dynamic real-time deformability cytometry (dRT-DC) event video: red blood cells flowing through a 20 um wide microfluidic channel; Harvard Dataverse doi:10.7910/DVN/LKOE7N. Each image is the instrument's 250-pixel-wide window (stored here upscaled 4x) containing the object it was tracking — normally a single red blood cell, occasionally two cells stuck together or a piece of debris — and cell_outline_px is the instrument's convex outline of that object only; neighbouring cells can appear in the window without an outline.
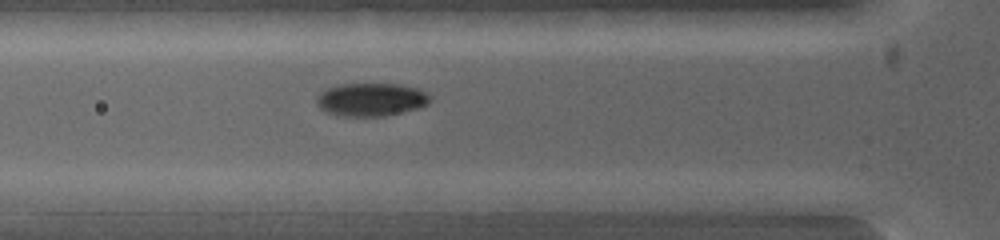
{"species": "common noctule bat (a hibernating species)", "species_latin": "Nyctalus noctula", "temperature_condition": "warm", "stored_images_in_passage": 4, "camera_frame_rate_fps": 5000, "um_per_image_px": 0.085, "animal": {"sex": "female", "body_mass_g": 19.0, "forearm_length_mm": 53.3}, "frame": {"image": 1, "passage_image": 4, "time_ms": 1.2, "image_size_px": [1000, 240], "cell_outline_px": [[604, 200], [580, 212], [496, 212], [496, 200], [516, 192], [568, 192]], "centroid_in_image_um": [46.33, 17.21], "position_along_channel_um": 79.5, "area_um2": 12.95}}